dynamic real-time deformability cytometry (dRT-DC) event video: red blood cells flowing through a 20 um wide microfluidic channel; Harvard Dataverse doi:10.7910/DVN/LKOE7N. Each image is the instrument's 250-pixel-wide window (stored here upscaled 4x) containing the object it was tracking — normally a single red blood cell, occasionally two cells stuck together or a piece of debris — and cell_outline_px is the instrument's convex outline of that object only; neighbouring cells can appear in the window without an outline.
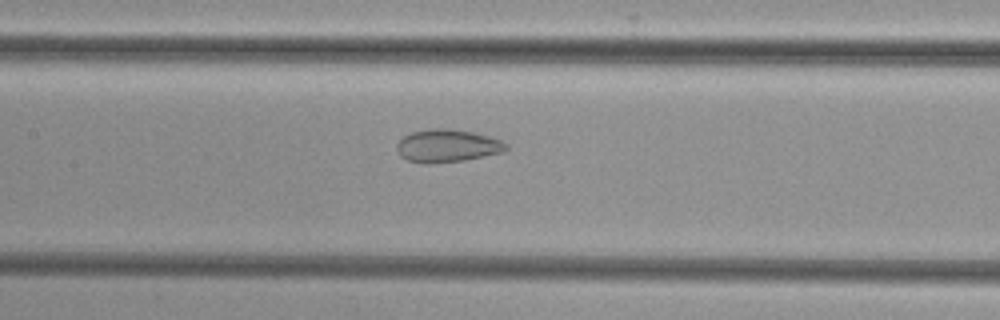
{"species": "common noctule bat (a hibernating species)", "species_latin": "Nyctalus noctula", "temperature_condition": "cold", "stored_images_in_passage": 52, "camera_frame_rate_fps": 3000, "um_per_image_px": 0.085, "animal": {"sex": "female", "body_mass_g": 29.2, "forearm_length_mm": 56.3}, "frame": {"image": 1, "passage_image": 25, "time_ms": 8.0, "image_size_px": [1000, 320], "cell_outline_px": [[508, 148], [504, 152], [464, 160], [428, 164], [424, 164], [408, 160], [400, 156], [396, 152], [396, 144], [404, 136], [412, 132], [432, 128], [452, 128], [472, 132], [488, 136], [500, 140], [508, 144]], "centroid_in_image_um": [38.0, 12.39], "position_along_channel_um": 169.4, "area_um2": 21.04}}
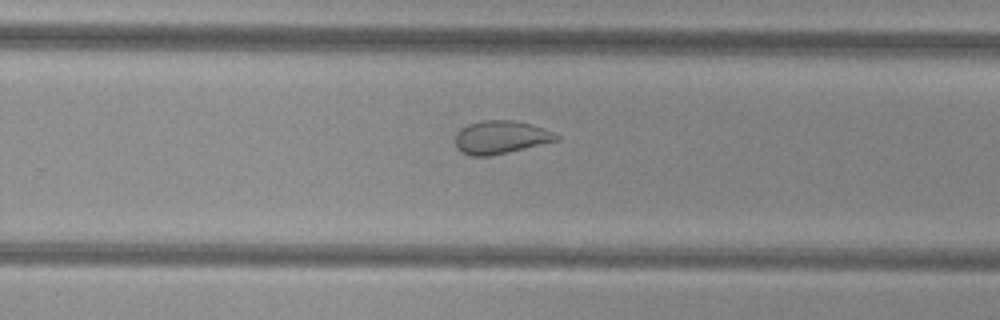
{"frame": {"image": 2, "passage_image": 34, "time_ms": 11.0, "image_size_px": [1000, 320], "cell_outline_px": [[560, 140], [492, 156], [472, 156], [460, 152], [456, 148], [456, 132], [460, 128], [468, 124], [484, 120], [512, 120], [532, 124], [544, 128], [560, 136]], "centroid_in_image_um": [42.56, 11.67], "position_along_channel_um": 287.2, "area_um2": 19.71}}
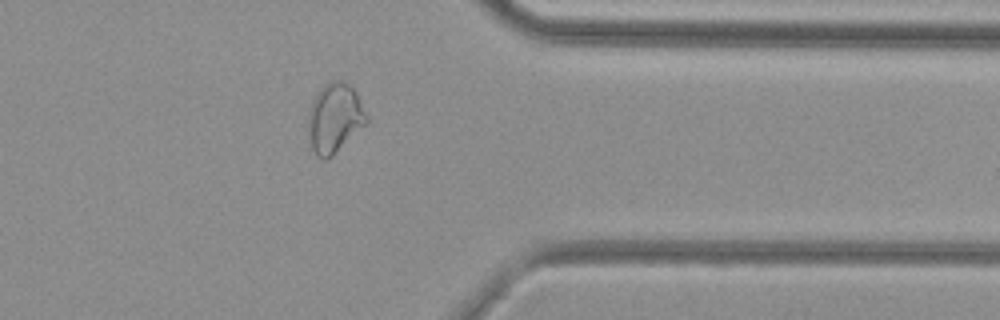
{"frame": {"image": 3, "passage_image": 42, "time_ms": 13.667, "image_size_px": [1000, 320], "cell_outline_px": [[368, 124], [332, 156], [324, 160], [316, 156], [312, 148], [308, 136], [308, 112], [312, 100], [316, 92], [324, 84], [332, 80], [344, 80], [356, 92], [368, 116]], "centroid_in_image_um": [28.44, 10.03], "position_along_channel_um": 383.0, "area_um2": 24.1}}